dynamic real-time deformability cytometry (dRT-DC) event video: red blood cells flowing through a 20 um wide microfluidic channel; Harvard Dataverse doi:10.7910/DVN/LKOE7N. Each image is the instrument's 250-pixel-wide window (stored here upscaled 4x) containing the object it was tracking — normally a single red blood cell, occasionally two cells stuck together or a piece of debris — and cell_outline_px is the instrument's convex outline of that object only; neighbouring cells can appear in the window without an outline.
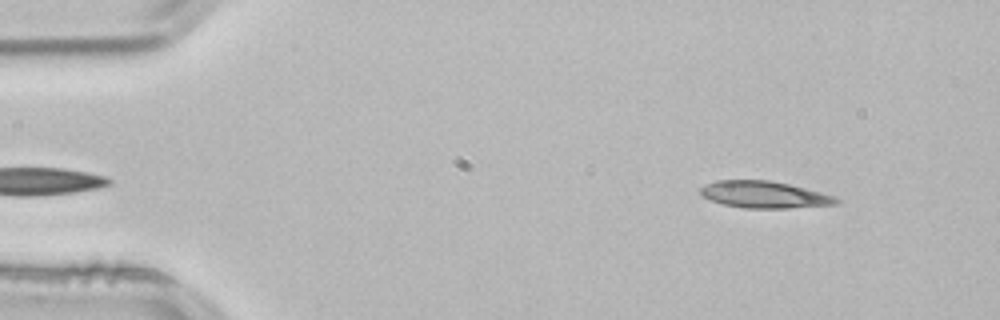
{"species": "common noctule bat (a hibernating species)", "species_latin": "Nyctalus noctula", "temperature_condition": "room temperature", "stored_images_in_passage": 49, "camera_frame_rate_fps": 3000, "um_per_image_px": 0.085, "animal": {"sex": "male", "body_mass_g": 21.5, "forearm_length_mm": 52.0}, "frame": {"image": 1, "passage_image": 3, "time_ms": 0.667, "image_size_px": [1000, 320], "cell_outline_px": [[840, 200], [836, 204], [788, 208], [744, 208], [724, 204], [700, 196], [700, 188], [716, 180], [768, 180], [788, 184], [836, 196]], "centroid_in_image_um": [64.95, 16.54], "position_along_channel_um": 20.0, "area_um2": 21.04}}
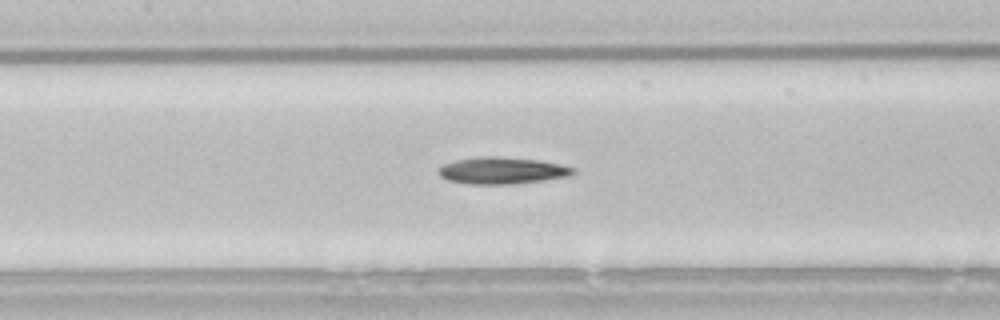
{"frame": {"image": 2, "passage_image": 21, "time_ms": 6.667, "image_size_px": [1000, 320], "cell_outline_px": [[576, 172], [568, 176], [544, 180], [512, 184], [468, 184], [448, 180], [440, 176], [436, 172], [444, 164], [456, 160], [476, 156], [500, 156], [540, 160], [560, 164], [576, 168]], "centroid_in_image_um": [42.68, 14.49], "position_along_channel_um": 164.7, "area_um2": 21.21}}
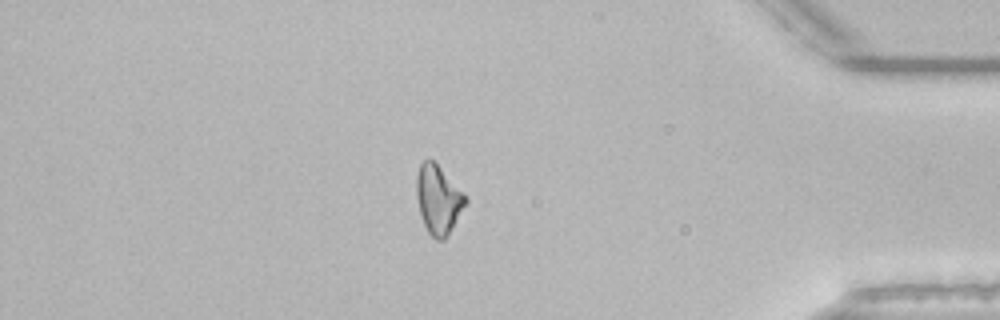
{"frame": {"image": 3, "passage_image": 42, "time_ms": 13.667, "image_size_px": [1000, 320], "cell_outline_px": [[468, 200], [448, 236], [444, 240], [436, 240], [428, 232], [424, 224], [420, 212], [416, 196], [416, 176], [420, 164], [424, 160], [432, 160], [464, 192]], "centroid_in_image_um": [37.25, 16.98], "position_along_channel_um": 397.9, "area_um2": 19.48}, "authors_computed_cell_mechanics": {"area_um2": 20.1144, "velocity_mm_per_s": 3.8559, "shape_relaxation_time_tau1_ms": 9.6031, "shape_relaxation_time_tau2_ms": null, "deformation_change_tau1": 0.2205, "deformation_change_tau2": null}}